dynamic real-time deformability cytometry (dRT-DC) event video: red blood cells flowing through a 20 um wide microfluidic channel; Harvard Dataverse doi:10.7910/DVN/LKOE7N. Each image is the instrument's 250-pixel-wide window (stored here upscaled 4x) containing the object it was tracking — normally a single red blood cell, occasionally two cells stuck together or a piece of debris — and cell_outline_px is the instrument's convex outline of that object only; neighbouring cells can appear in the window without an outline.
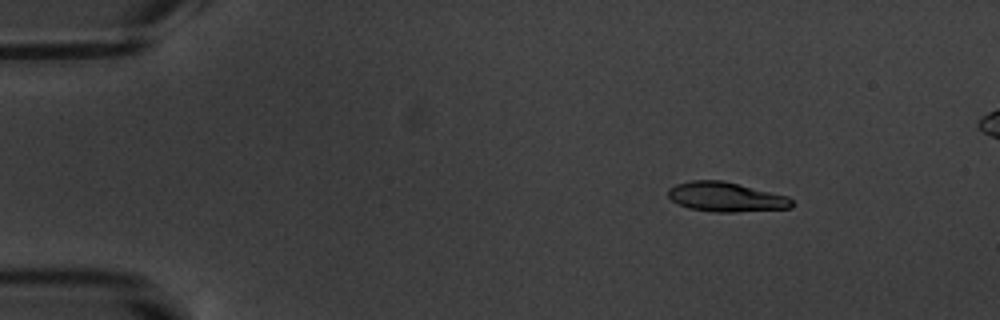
{"species": "common noctule bat (a hibernating species)", "species_latin": "Nyctalus noctula", "temperature_condition": "warm", "stored_images_in_passage": 18, "camera_frame_rate_fps": 3000, "um_per_image_px": 0.085, "animal": {"sex": "male", "body_mass_g": 20.1, "forearm_length_mm": 53.5}, "frame": {"image": 1, "passage_image": 3, "time_ms": 2.333, "image_size_px": [1000, 320], "cell_outline_px": [[796, 204], [792, 208], [736, 212], [712, 212], [688, 208], [672, 200], [668, 196], [668, 188], [676, 184], [692, 180], [724, 180], [788, 196]], "centroid_in_image_um": [61.74, 16.74], "position_along_channel_um": 23.3, "area_um2": 21.5}}
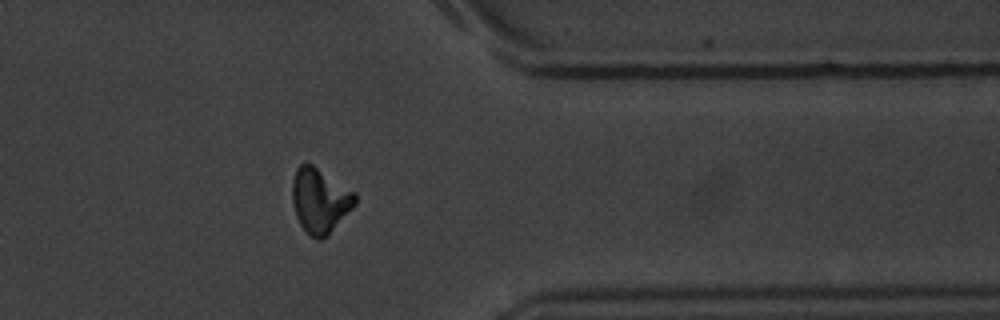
{"frame": {"image": 2, "passage_image": 14, "time_ms": 15.333, "image_size_px": [1000, 320], "cell_outline_px": [[356, 204], [328, 236], [320, 240], [316, 240], [300, 224], [296, 216], [292, 200], [292, 180], [296, 168], [304, 160], [312, 164], [356, 192]], "centroid_in_image_um": [27.19, 17.02], "position_along_channel_um": 384.2, "area_um2": 23.93}}
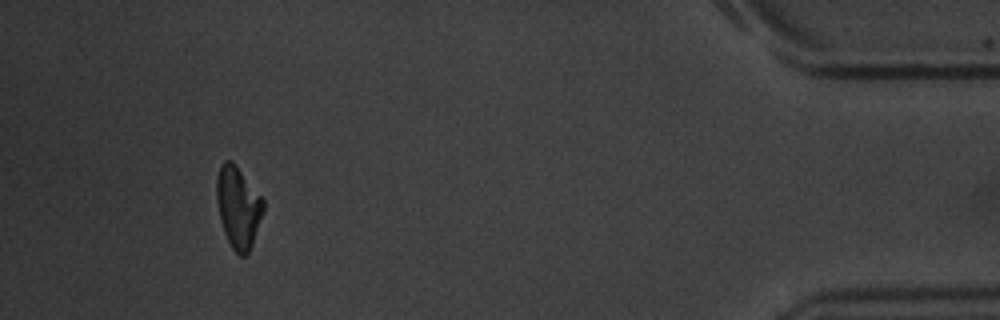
{"frame": {"image": 3, "passage_image": 16, "time_ms": 17.667, "image_size_px": [1000, 320], "cell_outline_px": [[264, 208], [252, 244], [248, 252], [244, 256], [240, 256], [232, 248], [224, 232], [220, 220], [216, 200], [216, 180], [220, 164], [224, 160], [232, 160], [264, 200]], "centroid_in_image_um": [20.22, 17.58], "position_along_channel_um": 415.0, "area_um2": 22.02}, "authors_computed_cell_mechanics": {"area_um2": 22.4264, "velocity_mm_per_s": 3.4862, "shape_relaxation_time_tau1_ms": 3.6217, "shape_relaxation_time_tau2_ms": 2.022, "deformation_change_tau1": 0.1436, "deformation_change_tau2": 0.0726}}